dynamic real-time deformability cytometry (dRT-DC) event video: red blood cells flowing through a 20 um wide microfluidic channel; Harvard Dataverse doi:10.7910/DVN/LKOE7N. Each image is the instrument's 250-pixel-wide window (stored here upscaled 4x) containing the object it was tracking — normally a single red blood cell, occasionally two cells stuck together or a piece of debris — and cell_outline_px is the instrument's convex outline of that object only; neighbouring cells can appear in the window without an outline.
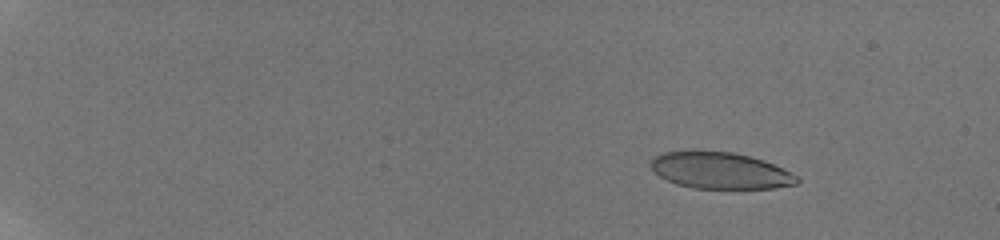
{"species": "human", "species_latin": "Homo sapiens", "temperature_condition": "room temperature", "stored_images_in_passage": 59, "camera_frame_rate_fps": 3000, "um_per_image_px": 0.085, "donor": {"sex": "male"}, "frame": {"image": 1, "passage_image": 10, "time_ms": 3.0, "image_size_px": [1000, 240], "cell_outline_px": [[800, 180], [796, 184], [772, 188], [692, 188], [676, 184], [660, 176], [652, 168], [652, 160], [656, 156], [664, 152], [732, 152], [764, 160], [796, 176]], "centroid_in_image_um": [61.22, 14.51], "position_along_channel_um": 23.8, "area_um2": 30.23}}
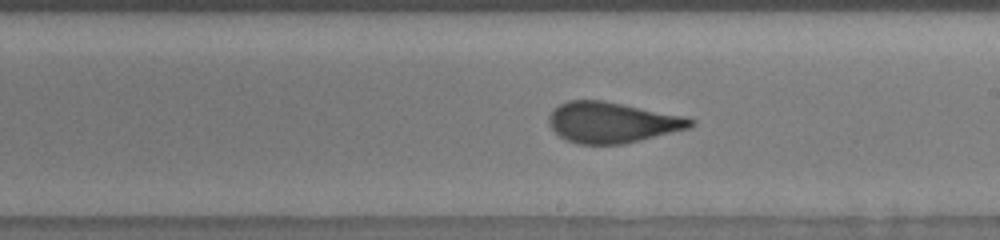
{"frame": {"image": 2, "passage_image": 39, "time_ms": 12.667, "image_size_px": [1000, 240], "cell_outline_px": [[696, 124], [688, 128], [624, 144], [576, 144], [564, 140], [548, 124], [548, 116], [560, 104], [568, 100], [604, 100], [684, 116], [696, 120]], "centroid_in_image_um": [52.01, 10.41], "position_along_channel_um": 237.0, "area_um2": 33.58}}
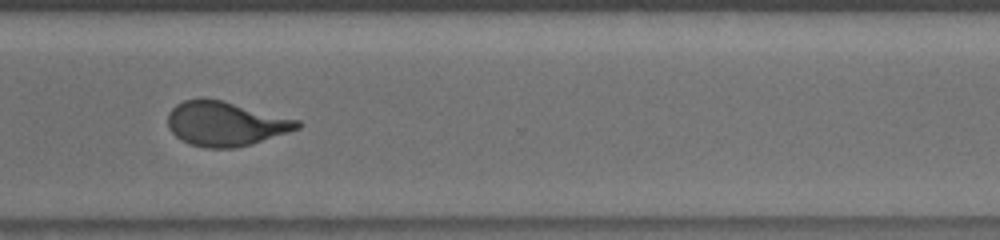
{"frame": {"image": 3, "passage_image": 48, "time_ms": 15.667, "image_size_px": [1000, 240], "cell_outline_px": [[300, 128], [252, 144], [232, 148], [204, 148], [180, 140], [168, 128], [168, 112], [176, 104], [184, 100], [200, 96], [204, 96], [300, 120]], "centroid_in_image_um": [19.12, 10.5], "position_along_channel_um": 351.5, "area_um2": 33.64}, "authors_computed_cell_mechanics": {"area_um2": 33.1194, "velocity_mm_per_s": 3.8179, "shape_relaxation_time_tau1_ms": 5.0405, "shape_relaxation_time_tau2_ms": 0.8145, "deformation_change_tau1": 0.2017, "deformation_change_tau2": 0.0923}}